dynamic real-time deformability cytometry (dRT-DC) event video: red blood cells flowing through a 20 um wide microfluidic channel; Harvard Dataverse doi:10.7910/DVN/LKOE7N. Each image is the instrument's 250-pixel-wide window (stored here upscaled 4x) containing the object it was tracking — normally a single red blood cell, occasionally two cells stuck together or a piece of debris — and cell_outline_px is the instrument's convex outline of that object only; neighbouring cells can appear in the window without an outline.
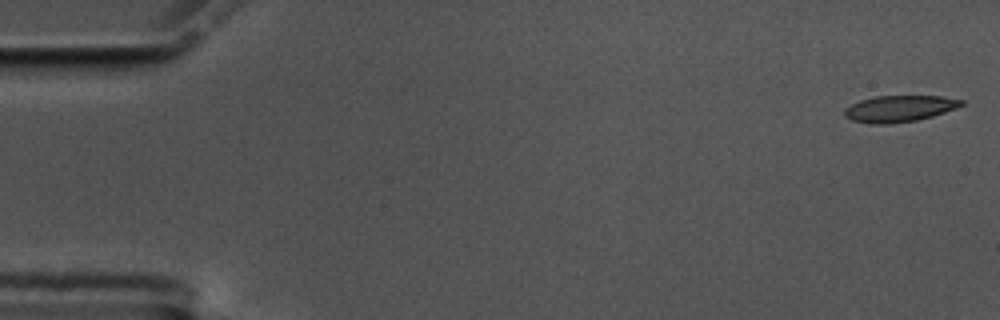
{"species": "common noctule bat (a hibernating species)", "species_latin": "Nyctalus noctula", "temperature_condition": "cold", "stored_images_in_passage": 56, "camera_frame_rate_fps": 3000, "um_per_image_px": 0.085, "animal": {"sex": "male", "body_mass_g": 17.5, "forearm_length_mm": 52.3}, "frame": {"image": 1, "passage_image": 1, "time_ms": 0.0, "image_size_px": [1000, 320], "cell_outline_px": [[964, 104], [956, 108], [932, 116], [916, 120], [892, 124], [872, 124], [852, 120], [844, 116], [844, 108], [860, 100], [876, 96], [940, 96], [964, 100]], "centroid_in_image_um": [76.43, 9.23], "position_along_channel_um": 8.6, "area_um2": 17.98}}
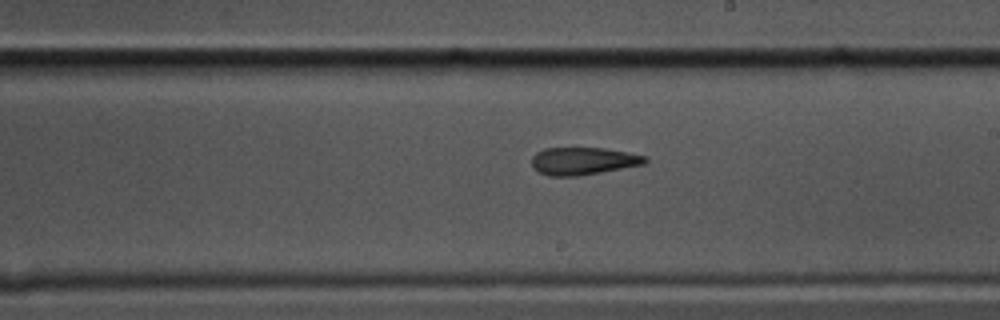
{"frame": {"image": 2, "passage_image": 32, "time_ms": 10.333, "image_size_px": [1000, 320], "cell_outline_px": [[648, 160], [644, 164], [580, 176], [548, 176], [532, 168], [532, 156], [536, 152], [544, 148], [604, 148], [628, 152], [648, 156]], "centroid_in_image_um": [49.56, 13.68], "position_along_channel_um": 239.4, "area_um2": 18.32}}
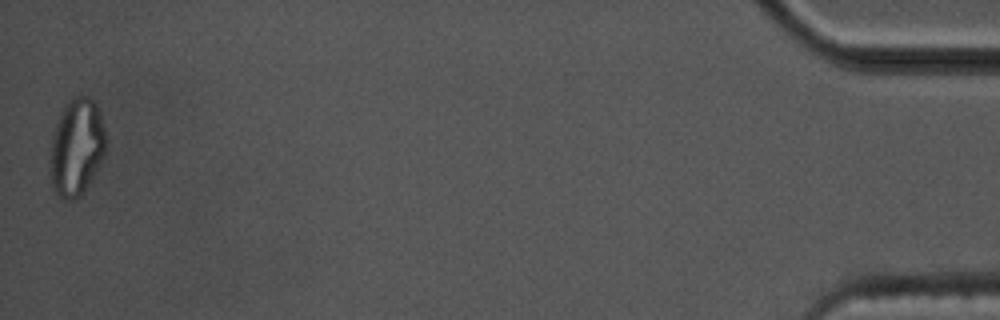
{"frame": {"image": 3, "passage_image": 56, "time_ms": 18.333, "image_size_px": [1000, 320], "cell_outline_px": [[104, 156], [88, 184], [80, 196], [72, 200], [64, 200], [52, 188], [48, 160], [52, 136], [56, 124], [64, 104], [72, 96], [80, 92], [88, 96], [96, 104], [100, 116], [104, 132]], "centroid_in_image_um": [6.46, 12.49], "position_along_channel_um": 428.7, "area_um2": 31.67}, "authors_computed_cell_mechanics": {"area_um2": 18.7272, "velocity_mm_per_s": 3.5361, "shape_relaxation_time_tau1_ms": null, "shape_relaxation_time_tau2_ms": 3.0549, "deformation_change_tau1": null, "deformation_change_tau2": 0.1169}}